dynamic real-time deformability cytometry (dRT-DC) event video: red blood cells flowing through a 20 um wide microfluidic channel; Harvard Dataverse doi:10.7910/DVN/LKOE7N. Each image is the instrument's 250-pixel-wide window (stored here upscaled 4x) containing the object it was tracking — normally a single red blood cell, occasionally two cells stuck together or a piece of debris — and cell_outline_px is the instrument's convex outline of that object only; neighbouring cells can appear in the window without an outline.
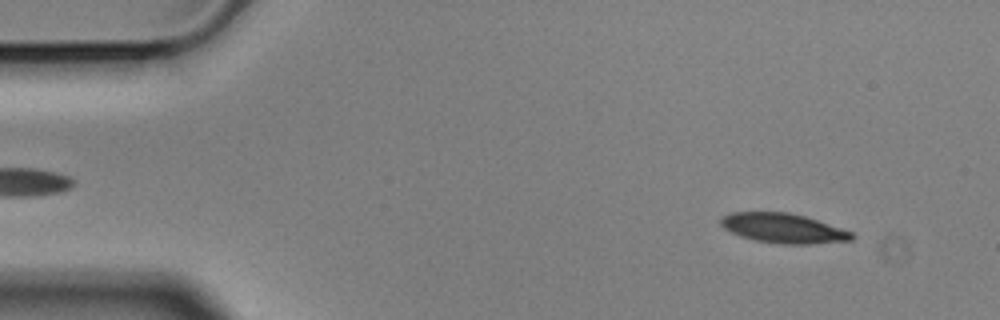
{"species": "Egyptian fruit bat (a non-hibernating species)", "species_latin": "Rousettus aegyptiacus", "temperature_condition": "cold", "stored_images_in_passage": 43, "camera_frame_rate_fps": 3000, "um_per_image_px": 0.085, "animal": {"sex": "male"}, "frame": {"image": 1, "passage_image": 5, "time_ms": 1.333, "image_size_px": [1000, 320], "cell_outline_px": [[856, 236], [852, 240], [812, 244], [780, 244], [752, 240], [740, 236], [724, 228], [720, 224], [720, 220], [724, 216], [732, 212], [788, 212], [804, 216], [852, 232]], "centroid_in_image_um": [66.57, 19.41], "position_along_channel_um": 18.4, "area_um2": 22.54}}
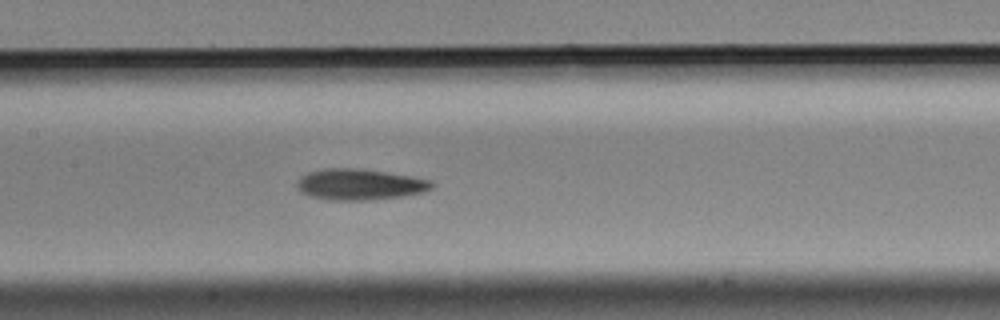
{"frame": {"image": 2, "passage_image": 26, "time_ms": 8.333, "image_size_px": [1000, 320], "cell_outline_px": [[436, 184], [432, 188], [424, 192], [404, 196], [368, 200], [328, 200], [308, 196], [300, 192], [296, 188], [296, 180], [300, 176], [308, 172], [324, 168], [356, 168], [384, 172], [432, 180]], "centroid_in_image_um": [30.53, 15.68], "position_along_channel_um": 176.9, "area_um2": 24.62}}
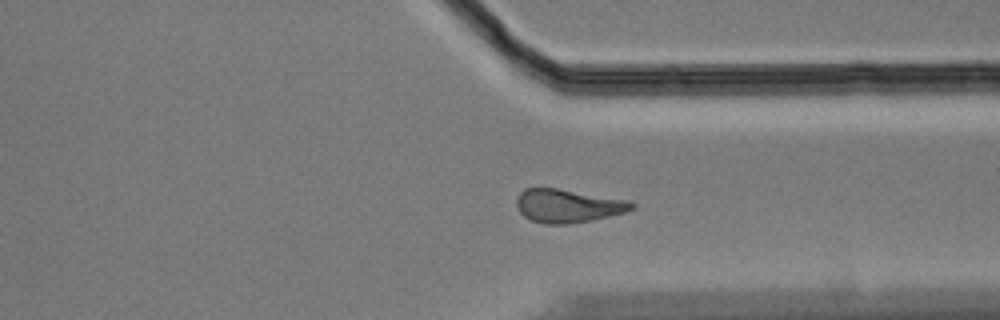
{"frame": {"image": 3, "passage_image": 42, "time_ms": 13.667, "image_size_px": [1000, 320], "cell_outline_px": [[636, 208], [628, 212], [592, 220], [568, 224], [544, 224], [532, 220], [524, 216], [520, 212], [516, 204], [516, 200], [520, 192], [524, 188], [556, 188], [628, 200], [636, 204]], "centroid_in_image_um": [48.3, 17.5], "position_along_channel_um": 363.1, "area_um2": 22.48}}